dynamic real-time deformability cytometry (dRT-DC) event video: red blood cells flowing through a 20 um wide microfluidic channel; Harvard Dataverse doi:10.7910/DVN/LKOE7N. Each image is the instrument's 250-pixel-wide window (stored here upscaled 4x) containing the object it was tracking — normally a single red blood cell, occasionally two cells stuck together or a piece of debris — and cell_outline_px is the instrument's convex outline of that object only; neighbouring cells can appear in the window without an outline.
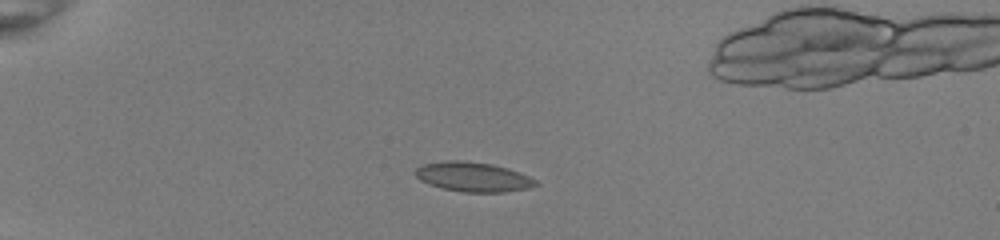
{"species": "common noctule bat (a hibernating species)", "species_latin": "Nyctalus noctula", "temperature_condition": "room temperature", "stored_images_in_passage": 47, "camera_frame_rate_fps": 3000, "um_per_image_px": 0.085, "animal": {"sex": "female", "body_mass_g": 22.0, "forearm_length_mm": 56.7}, "frame": {"image": 1, "passage_image": 8, "time_ms": 2.333, "image_size_px": [1000, 240], "cell_outline_px": [[540, 184], [528, 188], [504, 192], [464, 192], [440, 188], [428, 184], [420, 180], [416, 176], [416, 168], [424, 164], [448, 160], [464, 160], [492, 164], [508, 168], [528, 176], [536, 180]], "centroid_in_image_um": [40.21, 15.03], "position_along_channel_um": 44.8, "area_um2": 20.75}}
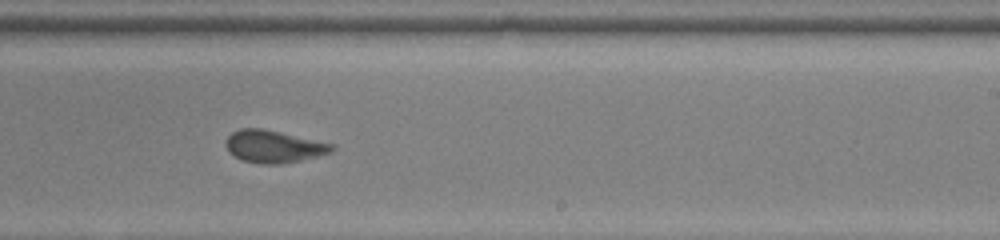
{"frame": {"image": 2, "passage_image": 28, "time_ms": 9.0, "image_size_px": [1000, 240], "cell_outline_px": [[336, 148], [332, 152], [300, 160], [280, 164], [260, 164], [240, 160], [228, 152], [224, 144], [224, 140], [232, 132], [240, 128], [260, 128], [280, 132], [332, 144]], "centroid_in_image_um": [23.19, 12.46], "position_along_channel_um": 265.8, "area_um2": 20.0}}
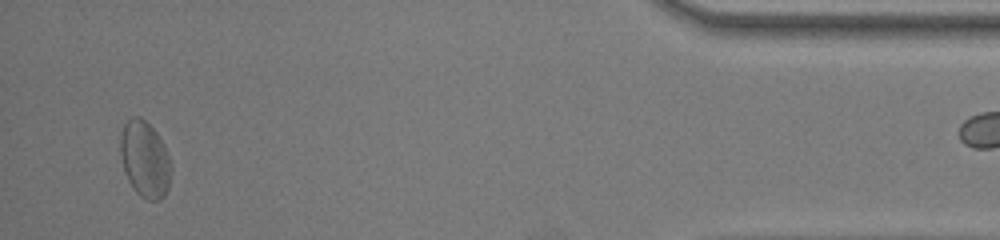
{"frame": {"image": 3, "passage_image": 44, "time_ms": 14.333, "image_size_px": [1000, 240], "cell_outline_px": [[172, 168], [168, 188], [164, 196], [160, 200], [148, 200], [140, 196], [136, 192], [128, 180], [124, 172], [120, 156], [120, 136], [124, 124], [132, 116], [140, 116], [156, 132], [164, 144], [168, 152]], "centroid_in_image_um": [12.31, 13.54], "position_along_channel_um": 422.9, "area_um2": 22.77}}